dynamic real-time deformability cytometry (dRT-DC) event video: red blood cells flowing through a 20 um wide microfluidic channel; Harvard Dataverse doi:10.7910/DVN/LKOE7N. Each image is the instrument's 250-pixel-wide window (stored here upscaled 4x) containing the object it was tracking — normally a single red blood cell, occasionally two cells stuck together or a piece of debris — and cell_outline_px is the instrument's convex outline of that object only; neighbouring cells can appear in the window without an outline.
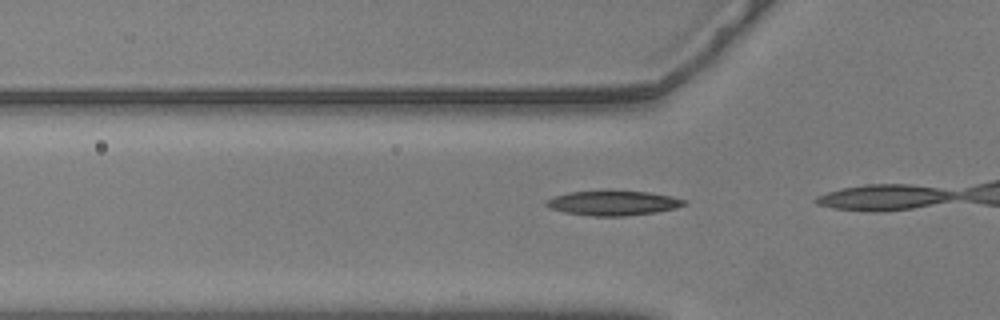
{"species": "common noctule bat (a hibernating species)", "species_latin": "Nyctalus noctula", "temperature_condition": "warm", "stored_images_in_passage": 4, "camera_frame_rate_fps": 3000, "um_per_image_px": 0.085, "animal": {"sex": "male", "body_mass_g": 20.5, "forearm_length_mm": 52.5}, "frame": {"image": 1, "passage_image": 3, "time_ms": 0.667, "image_size_px": [1000, 320], "cell_outline_px": [[688, 204], [676, 208], [656, 212], [624, 216], [592, 216], [564, 212], [548, 208], [544, 204], [544, 200], [552, 196], [568, 192], [608, 188], [612, 188], [648, 192], [672, 196], [688, 200]], "centroid_in_image_um": [52.08, 17.21], "position_along_channel_um": 73.7, "area_um2": 20.98}}